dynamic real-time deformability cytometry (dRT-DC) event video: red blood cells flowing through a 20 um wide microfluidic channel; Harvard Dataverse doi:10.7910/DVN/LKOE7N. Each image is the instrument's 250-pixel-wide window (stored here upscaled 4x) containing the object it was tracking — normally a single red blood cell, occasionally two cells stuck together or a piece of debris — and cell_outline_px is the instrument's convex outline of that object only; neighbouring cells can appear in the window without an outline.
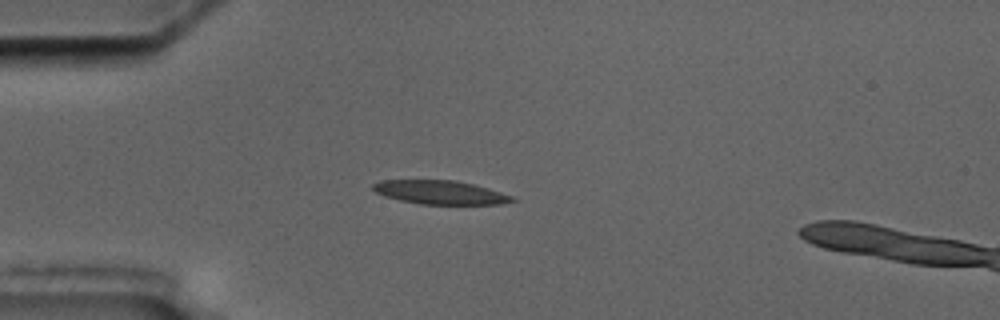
{"species": "common noctule bat (a hibernating species)", "species_latin": "Nyctalus noctula", "temperature_condition": "cold", "stored_images_in_passage": 9, "camera_frame_rate_fps": 3000, "um_per_image_px": 0.085, "animal": {"sex": "male", "body_mass_g": 17.5, "forearm_length_mm": 52.3}, "frame": {"image": 1, "passage_image": 4, "time_ms": 3.333, "image_size_px": [1000, 320], "cell_outline_px": [[516, 200], [500, 204], [420, 204], [400, 200], [384, 196], [376, 192], [372, 188], [372, 184], [380, 180], [456, 180], [488, 188], [512, 196]], "centroid_in_image_um": [37.38, 16.35], "position_along_channel_um": 47.6, "area_um2": 19.13}}
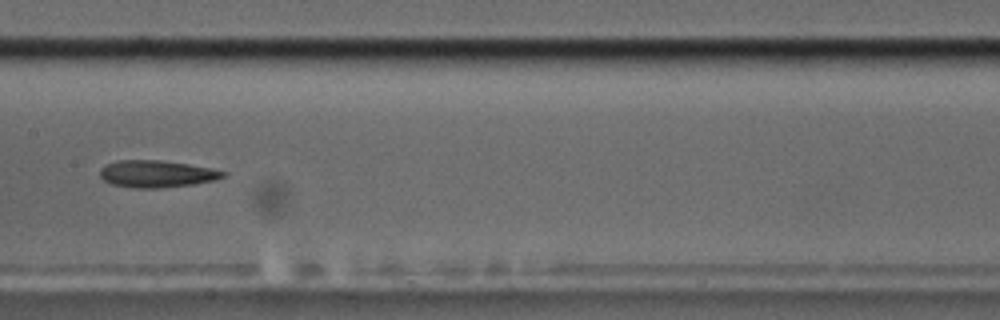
{"frame": {"image": 2, "passage_image": 8, "time_ms": 8.0, "image_size_px": [1000, 320], "cell_outline_px": [[228, 176], [216, 180], [192, 184], [160, 188], [136, 188], [112, 184], [104, 180], [100, 176], [100, 168], [104, 164], [120, 160], [160, 160], [188, 164], [212, 168], [228, 172]], "centroid_in_image_um": [13.35, 14.77], "position_along_channel_um": 194.0, "area_um2": 19.54}}
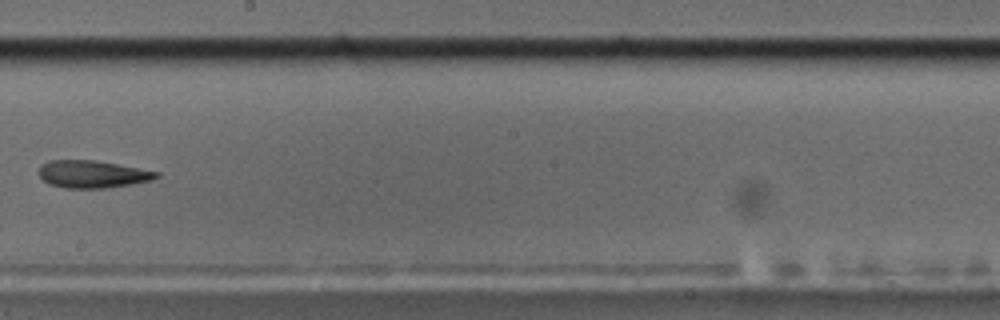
{"frame": {"image": 3, "passage_image": 9, "time_ms": 9.333, "image_size_px": [1000, 320], "cell_outline_px": [[160, 176], [152, 180], [132, 184], [108, 188], [64, 188], [48, 184], [40, 176], [40, 164], [48, 160], [96, 160], [160, 172]], "centroid_in_image_um": [7.86, 14.8], "position_along_channel_um": 240.3, "area_um2": 18.9}}